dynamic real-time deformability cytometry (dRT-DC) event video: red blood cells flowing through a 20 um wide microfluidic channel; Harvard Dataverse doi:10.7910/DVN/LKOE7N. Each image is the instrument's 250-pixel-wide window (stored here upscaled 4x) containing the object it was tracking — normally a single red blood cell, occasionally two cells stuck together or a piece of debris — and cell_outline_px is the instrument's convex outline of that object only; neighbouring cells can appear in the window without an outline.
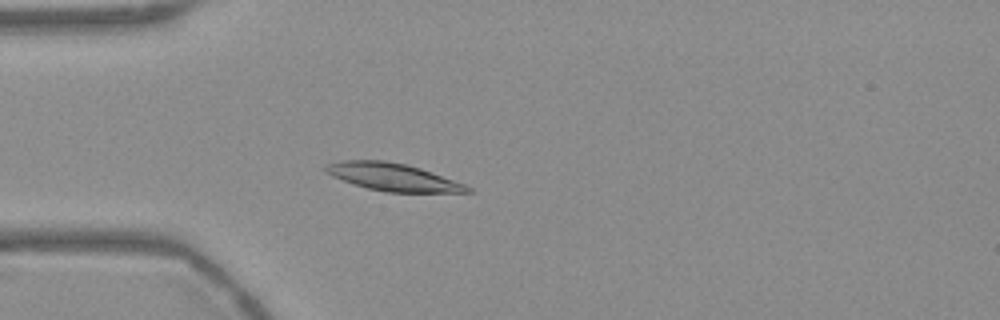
{"species": "Egyptian fruit bat (a non-hibernating species)", "species_latin": "Rousettus aegyptiacus", "temperature_condition": "warm", "stored_images_in_passage": 55, "camera_frame_rate_fps": 3000, "um_per_image_px": 0.085, "frame": {"image": 1, "passage_image": 16, "time_ms": 5.0, "image_size_px": [1000, 320], "cell_outline_px": [[476, 192], [384, 192], [368, 188], [332, 176], [324, 172], [320, 168], [324, 164], [344, 160], [384, 160], [404, 164], [420, 168], [464, 184], [472, 188]], "centroid_in_image_um": [33.34, 15.04], "position_along_channel_um": 51.7, "area_um2": 22.66}}
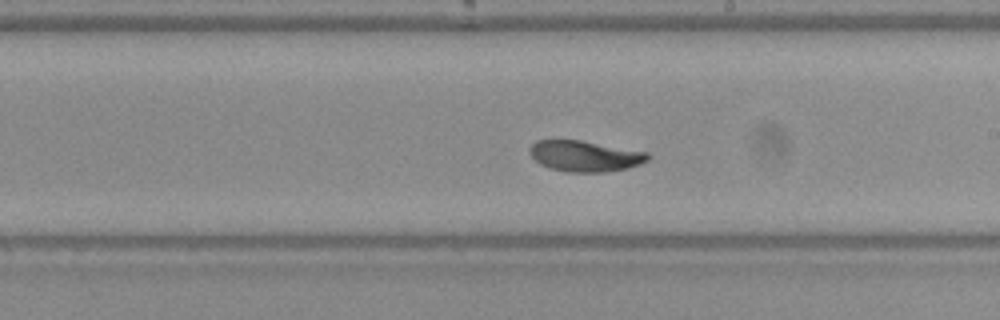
{"frame": {"image": 2, "passage_image": 32, "time_ms": 10.333, "image_size_px": [1000, 320], "cell_outline_px": [[652, 156], [648, 160], [640, 164], [628, 168], [604, 172], [568, 172], [552, 168], [540, 164], [528, 152], [528, 148], [536, 140], [580, 140], [648, 152]], "centroid_in_image_um": [49.73, 13.26], "position_along_channel_um": 239.3, "area_um2": 21.27}}
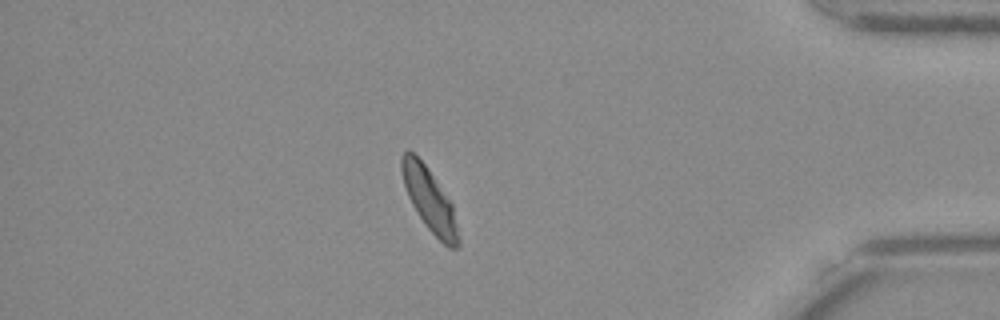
{"frame": {"image": 3, "passage_image": 48, "time_ms": 15.667, "image_size_px": [1000, 320], "cell_outline_px": [[460, 248], [448, 248], [428, 228], [412, 204], [408, 196], [404, 184], [400, 168], [400, 156], [408, 148], [424, 164], [452, 204], [460, 240]], "centroid_in_image_um": [36.5, 16.99], "position_along_channel_um": 398.7, "area_um2": 20.35}, "authors_computed_cell_mechanics": {"area_um2": 21.6172, "velocity_mm_per_s": 3.704, "shape_relaxation_time_tau1_ms": 7.2244, "shape_relaxation_time_tau2_ms": 4.8264, "deformation_change_tau1": 0.1735, "deformation_change_tau2": 0.0648}}